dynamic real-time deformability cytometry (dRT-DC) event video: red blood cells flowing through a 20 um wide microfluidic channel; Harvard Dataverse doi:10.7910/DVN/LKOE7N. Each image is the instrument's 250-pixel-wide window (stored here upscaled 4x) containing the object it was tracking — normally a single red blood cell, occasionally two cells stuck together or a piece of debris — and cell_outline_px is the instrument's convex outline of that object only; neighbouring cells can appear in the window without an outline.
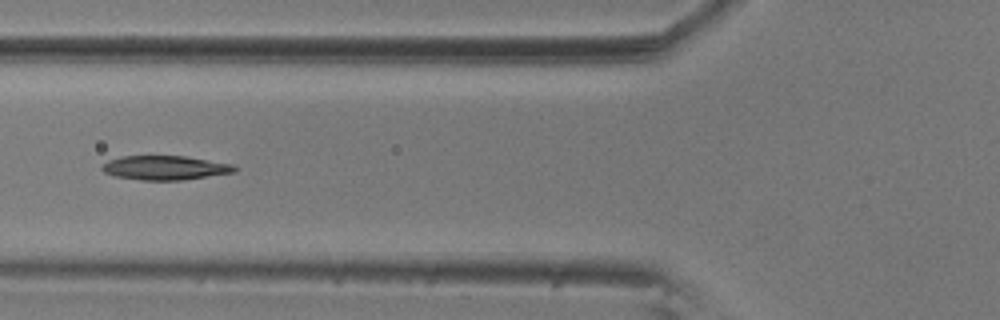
{"species": "common noctule bat (a hibernating species)", "species_latin": "Nyctalus noctula", "temperature_condition": "room temperature", "stored_images_in_passage": 5, "camera_frame_rate_fps": 3000, "um_per_image_px": 0.085, "animal": {"sex": "male", "body_mass_g": 20.5, "forearm_length_mm": 52.5}, "frame": {"image": 1, "passage_image": 3, "time_ms": 0.667, "image_size_px": [1000, 320], "cell_outline_px": [[236, 172], [184, 180], [140, 180], [116, 176], [104, 172], [100, 168], [108, 160], [120, 156], [184, 156], [232, 164], [236, 168]], "centroid_in_image_um": [14.02, 14.26], "position_along_channel_um": 111.8, "area_um2": 18.61}}
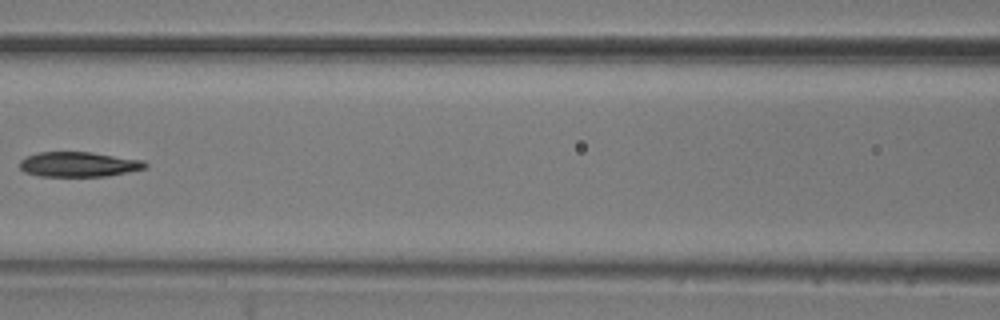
{"frame": {"image": 2, "passage_image": 4, "time_ms": 1.0, "image_size_px": [1000, 320], "cell_outline_px": [[148, 168], [108, 176], [40, 176], [24, 172], [20, 168], [20, 160], [24, 156], [36, 152], [92, 152], [144, 160], [148, 164]], "centroid_in_image_um": [6.7, 13.96], "position_along_channel_um": 159.9, "area_um2": 18.5}}
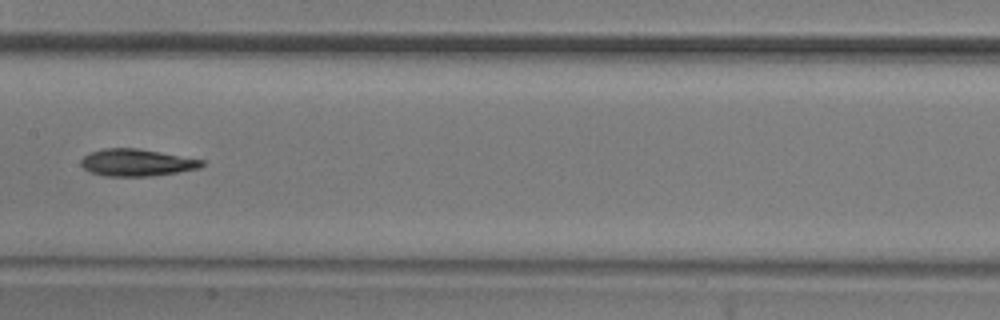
{"frame": {"image": 3, "passage_image": 5, "time_ms": 1.333, "image_size_px": [1000, 320], "cell_outline_px": [[204, 164], [200, 168], [152, 176], [104, 176], [88, 172], [80, 164], [80, 160], [88, 152], [104, 148], [136, 148], [204, 160]], "centroid_in_image_um": [11.56, 13.82], "position_along_channel_um": 195.8, "area_um2": 19.07}}